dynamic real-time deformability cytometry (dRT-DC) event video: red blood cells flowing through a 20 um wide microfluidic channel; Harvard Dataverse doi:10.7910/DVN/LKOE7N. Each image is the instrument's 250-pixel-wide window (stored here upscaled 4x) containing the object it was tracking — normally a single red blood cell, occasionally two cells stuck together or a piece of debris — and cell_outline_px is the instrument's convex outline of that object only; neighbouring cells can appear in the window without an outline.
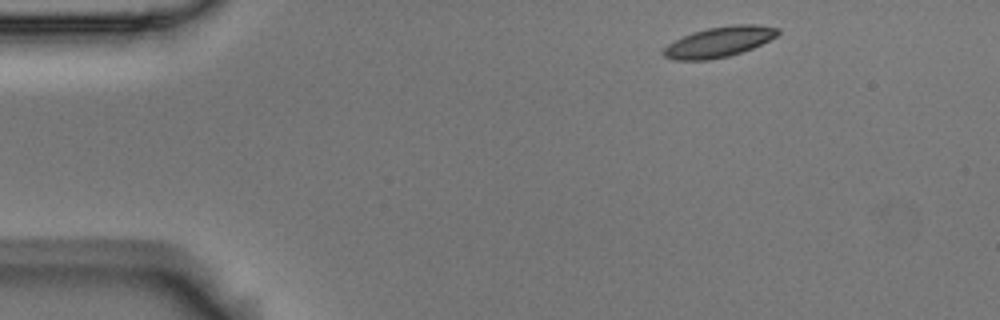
{"species": "Egyptian fruit bat (a non-hibernating species)", "species_latin": "Rousettus aegyptiacus", "temperature_condition": "room temperature", "stored_images_in_passage": 4, "camera_frame_rate_fps": 3000, "um_per_image_px": 0.085, "animal": {"sex": "male"}, "frame": {"image": 1, "passage_image": 1, "time_ms": 0.0, "image_size_px": [1000, 320], "cell_outline_px": [[780, 32], [776, 36], [752, 48], [728, 56], [708, 60], [672, 60], [664, 56], [660, 52], [668, 44], [692, 32], [708, 28], [732, 24], [756, 24], [780, 28]], "centroid_in_image_um": [61.1, 3.56], "position_along_channel_um": 23.9, "area_um2": 20.17}}
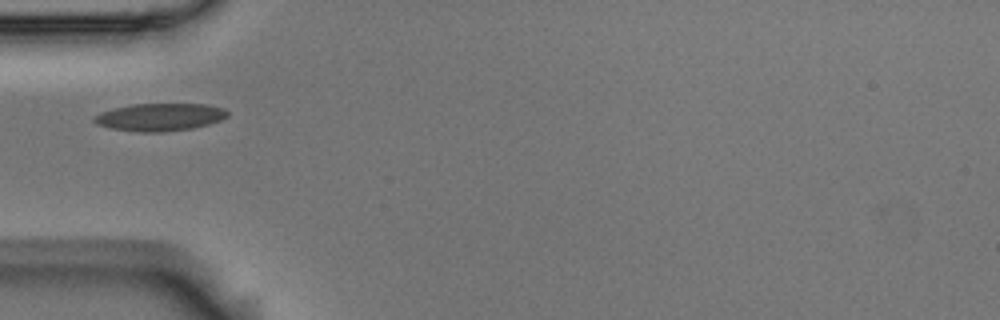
{"frame": {"image": 2, "passage_image": 4, "time_ms": 1.0, "image_size_px": [1000, 320], "cell_outline_px": [[228, 116], [220, 120], [208, 124], [192, 128], [160, 132], [136, 132], [112, 128], [96, 124], [92, 120], [92, 116], [100, 112], [132, 104], [208, 104], [224, 108], [228, 112]], "centroid_in_image_um": [13.57, 9.95], "position_along_channel_um": 71.4, "area_um2": 21.44}}